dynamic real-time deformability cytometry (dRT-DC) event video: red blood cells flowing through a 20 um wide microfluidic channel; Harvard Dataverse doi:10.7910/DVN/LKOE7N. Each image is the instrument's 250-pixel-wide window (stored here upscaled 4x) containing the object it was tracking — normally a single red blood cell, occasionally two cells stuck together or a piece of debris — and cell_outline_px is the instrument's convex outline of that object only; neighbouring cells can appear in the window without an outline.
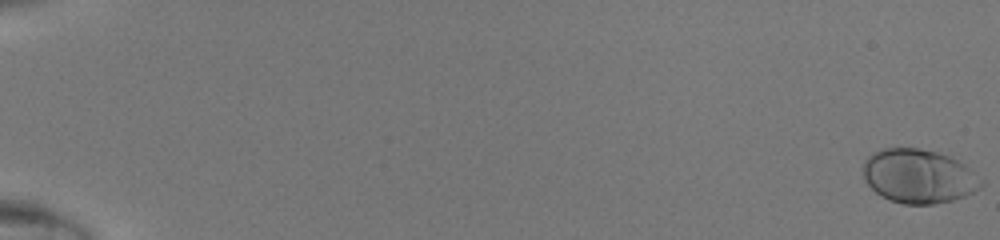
{"species": "human", "species_latin": "Homo sapiens", "temperature_condition": "room temperature", "stored_images_in_passage": 49, "camera_frame_rate_fps": 3000, "um_per_image_px": 0.085, "donor": {"sex": "male"}, "frame": {"image": 1, "passage_image": 1, "time_ms": 0.0, "image_size_px": [1000, 240], "cell_outline_px": [[984, 184], [980, 188], [964, 196], [952, 200], [932, 204], [904, 204], [888, 200], [876, 192], [864, 180], [864, 160], [872, 152], [884, 148], [920, 148], [936, 152], [948, 156], [964, 164], [984, 180]], "centroid_in_image_um": [78.08, 14.97], "position_along_channel_um": 6.9, "area_um2": 37.11}}
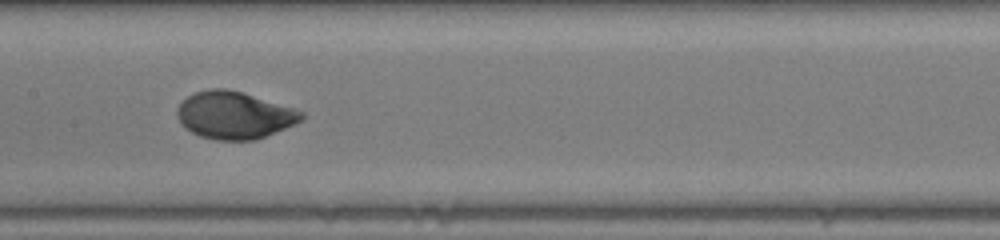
{"frame": {"image": 2, "passage_image": 28, "time_ms": 9.0, "image_size_px": [1000, 240], "cell_outline_px": [[304, 116], [300, 120], [284, 128], [256, 140], [216, 140], [200, 136], [184, 128], [180, 124], [176, 116], [176, 108], [188, 96], [196, 92], [208, 88], [224, 88], [240, 92], [292, 108], [304, 112]], "centroid_in_image_um": [19.84, 9.8], "position_along_channel_um": 187.6, "area_um2": 33.87}}
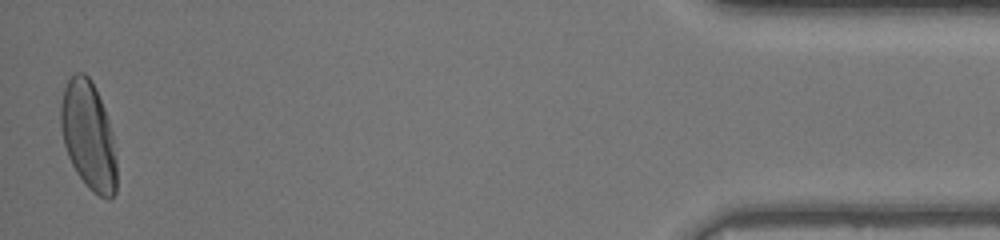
{"frame": {"image": 3, "passage_image": 49, "time_ms": 16.0, "image_size_px": [1000, 240], "cell_outline_px": [[116, 192], [108, 200], [92, 192], [88, 188], [76, 172], [68, 156], [64, 144], [60, 128], [60, 104], [64, 88], [68, 80], [76, 72], [84, 72], [92, 80], [104, 108], [112, 132], [116, 160]], "centroid_in_image_um": [7.51, 11.53], "position_along_channel_um": 427.7, "area_um2": 35.37}}